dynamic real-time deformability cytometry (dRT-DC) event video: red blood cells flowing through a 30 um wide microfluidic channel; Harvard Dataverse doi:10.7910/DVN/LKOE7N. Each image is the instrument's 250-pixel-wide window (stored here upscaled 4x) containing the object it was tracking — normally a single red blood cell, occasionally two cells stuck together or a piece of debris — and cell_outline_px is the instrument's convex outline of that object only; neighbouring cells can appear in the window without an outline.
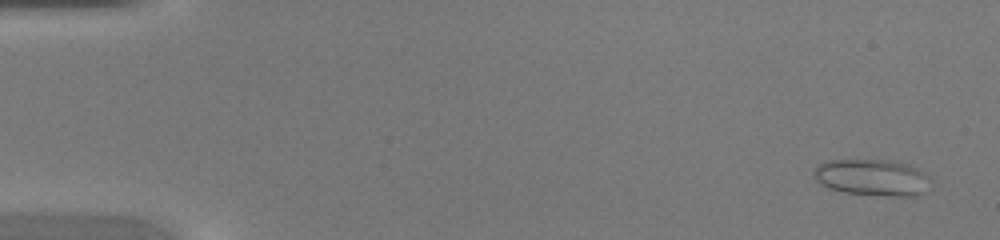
{"species": "common noctule bat (a hibernating species)", "species_latin": "Nyctalus noctula", "temperature_condition": "warm", "stored_images_in_passage": 46, "camera_frame_rate_fps": 3000, "um_per_image_px": 0.085, "animal": {"sex": "female", "body_mass_g": 20.0, "forearm_length_mm": 54.0}, "frame": {"image": 1, "passage_image": 3, "time_ms": 0.667, "image_size_px": [1000, 240], "cell_outline_px": [[932, 188], [920, 196], [888, 196], [844, 192], [828, 188], [820, 184], [816, 180], [812, 172], [820, 164], [828, 160], [888, 160], [908, 164], [924, 172], [932, 180]], "centroid_in_image_um": [74.21, 15.1], "position_along_channel_um": 10.8, "area_um2": 25.26}}
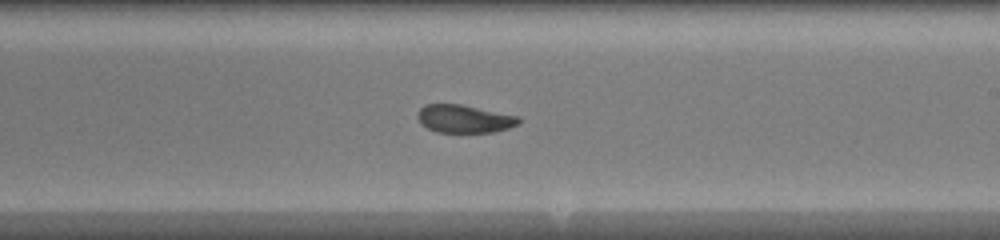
{"frame": {"image": 2, "passage_image": 28, "time_ms": 9.0, "image_size_px": [1000, 240], "cell_outline_px": [[520, 124], [496, 132], [436, 132], [420, 124], [416, 116], [416, 112], [424, 104], [460, 104], [520, 116]], "centroid_in_image_um": [39.45, 10.1], "position_along_channel_um": 249.6, "area_um2": 16.7}}
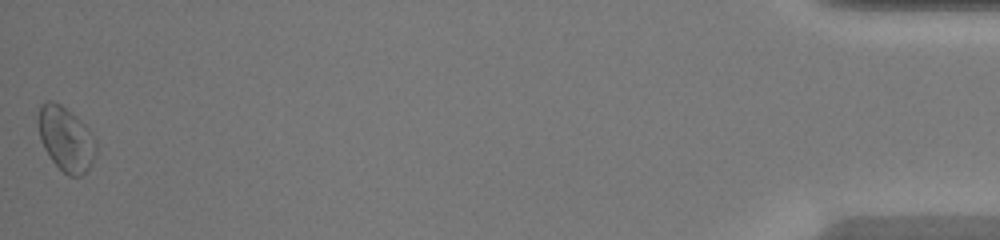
{"frame": {"image": 3, "passage_image": 46, "time_ms": 15.0, "image_size_px": [1000, 240], "cell_outline_px": [[96, 152], [88, 168], [80, 176], [68, 176], [52, 160], [44, 148], [40, 140], [36, 116], [40, 104], [48, 100], [52, 100], [60, 104], [72, 112], [96, 136]], "centroid_in_image_um": [5.58, 11.76], "position_along_channel_um": 429.6, "area_um2": 21.91}}